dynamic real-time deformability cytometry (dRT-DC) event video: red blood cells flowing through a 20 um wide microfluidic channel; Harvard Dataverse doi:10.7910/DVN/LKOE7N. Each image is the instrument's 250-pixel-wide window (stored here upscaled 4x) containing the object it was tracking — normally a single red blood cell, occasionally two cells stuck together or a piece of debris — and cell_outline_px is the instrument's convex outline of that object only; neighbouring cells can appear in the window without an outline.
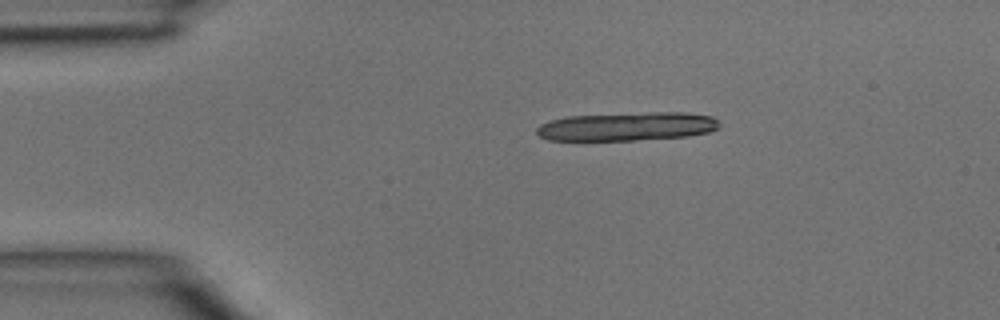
{"species": "common noctule bat (a hibernating species)", "species_latin": "Nyctalus noctula", "temperature_condition": "room temperature", "stored_images_in_passage": 4, "camera_frame_rate_fps": 3000, "um_per_image_px": 0.085, "animal": {"sex": "male", "body_mass_g": 15.6}, "frame": {"image": 1, "passage_image": 4, "time_ms": 1.0, "image_size_px": [1000, 320], "cell_outline_px": [[720, 128], [708, 132], [688, 136], [632, 140], [548, 140], [540, 136], [536, 132], [536, 128], [540, 124], [552, 120], [568, 116], [652, 112], [684, 112], [712, 116], [720, 124]], "centroid_in_image_um": [53.32, 10.74], "position_along_channel_um": 31.7, "area_um2": 30.35}}